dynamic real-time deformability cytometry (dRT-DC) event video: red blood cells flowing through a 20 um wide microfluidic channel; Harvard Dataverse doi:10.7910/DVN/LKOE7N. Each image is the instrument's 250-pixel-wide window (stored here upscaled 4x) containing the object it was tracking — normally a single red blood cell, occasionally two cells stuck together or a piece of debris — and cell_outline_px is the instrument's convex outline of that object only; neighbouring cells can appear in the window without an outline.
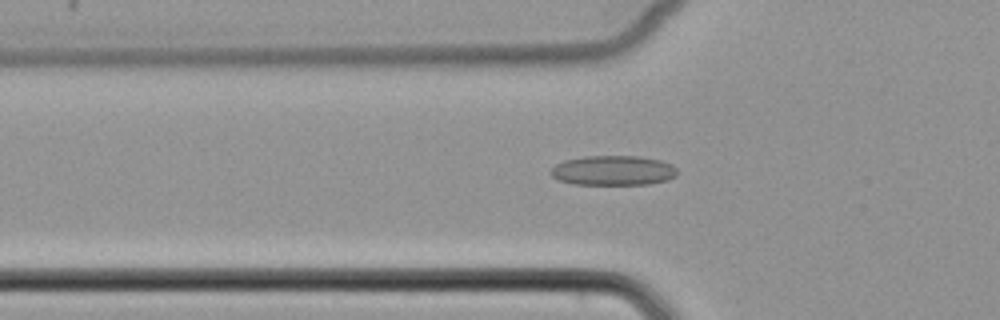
{"species": "common noctule bat (a hibernating species)", "species_latin": "Nyctalus noctula", "temperature_condition": "cold", "stored_images_in_passage": 45, "camera_frame_rate_fps": 3000, "um_per_image_px": 0.085, "animal": {"sex": "female", "body_mass_g": 22.7, "forearm_length_mm": 54.2}, "frame": {"image": 1, "passage_image": 11, "time_ms": 3.333, "image_size_px": [1000, 320], "cell_outline_px": [[676, 176], [668, 180], [648, 184], [572, 184], [560, 180], [552, 176], [548, 172], [556, 164], [564, 160], [584, 156], [640, 156], [660, 160], [672, 164], [676, 168]], "centroid_in_image_um": [52.11, 14.48], "position_along_channel_um": 73.7, "area_um2": 22.02}}
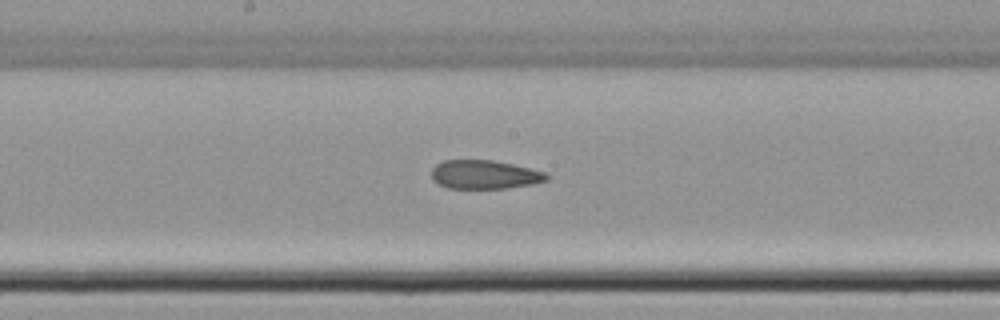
{"frame": {"image": 2, "passage_image": 21, "time_ms": 6.667, "image_size_px": [1000, 320], "cell_outline_px": [[548, 180], [532, 184], [508, 188], [448, 188], [432, 180], [432, 168], [436, 164], [444, 160], [492, 160], [512, 164], [544, 172], [548, 176]], "centroid_in_image_um": [41.16, 14.84], "position_along_channel_um": 207.0, "area_um2": 19.13}}
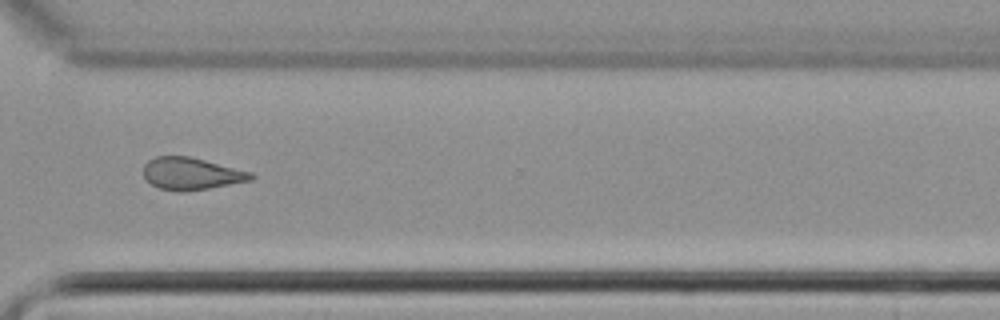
{"frame": {"image": 3, "passage_image": 32, "time_ms": 10.333, "image_size_px": [1000, 320], "cell_outline_px": [[256, 176], [252, 180], [208, 188], [180, 192], [160, 188], [152, 184], [144, 176], [144, 164], [148, 160], [156, 156], [188, 156], [252, 172]], "centroid_in_image_um": [16.27, 14.76], "position_along_channel_um": 354.3, "area_um2": 19.94}}